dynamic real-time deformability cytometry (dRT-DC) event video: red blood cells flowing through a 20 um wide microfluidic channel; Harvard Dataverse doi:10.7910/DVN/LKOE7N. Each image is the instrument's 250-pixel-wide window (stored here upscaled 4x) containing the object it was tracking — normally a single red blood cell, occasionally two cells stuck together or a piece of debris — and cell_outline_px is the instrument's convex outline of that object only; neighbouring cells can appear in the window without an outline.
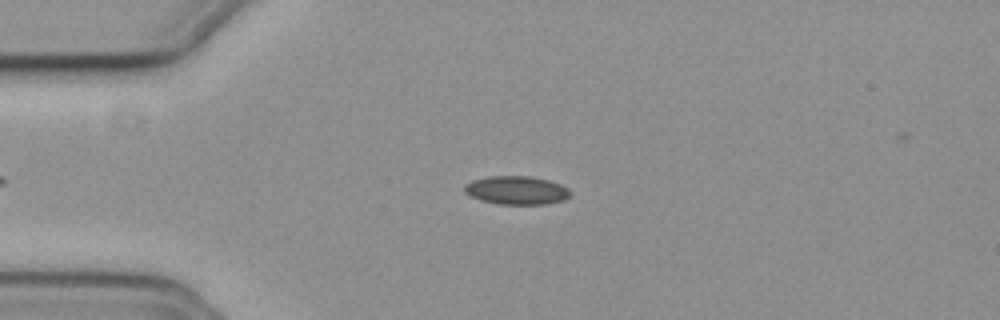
{"species": "common noctule bat (a hibernating species)", "species_latin": "Nyctalus noctula", "temperature_condition": "cold", "stored_images_in_passage": 46, "camera_frame_rate_fps": 3000, "um_per_image_px": 0.085, "animal": {"sex": "female", "body_mass_g": 19.3, "forearm_length_mm": 54.1}, "frame": {"image": 1, "passage_image": 9, "time_ms": 2.667, "image_size_px": [1000, 320], "cell_outline_px": [[572, 192], [564, 200], [544, 204], [500, 204], [480, 200], [464, 192], [464, 184], [472, 180], [488, 176], [532, 176], [548, 180], [560, 184], [568, 188]], "centroid_in_image_um": [43.9, 16.16], "position_along_channel_um": 41.1, "area_um2": 17.57}}
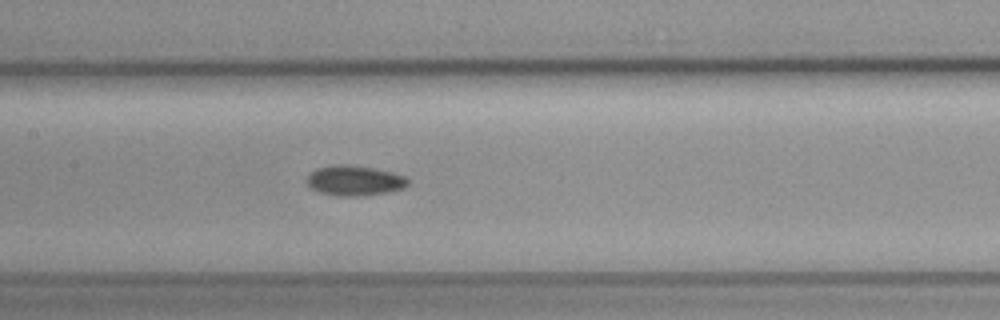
{"frame": {"image": 2, "passage_image": 22, "time_ms": 7.0, "image_size_px": [1000, 320], "cell_outline_px": [[408, 184], [404, 188], [384, 192], [360, 196], [336, 196], [320, 192], [312, 188], [308, 184], [308, 176], [316, 168], [332, 164], [348, 164], [372, 168], [392, 172], [404, 176], [408, 180]], "centroid_in_image_um": [30.12, 15.34], "position_along_channel_um": 177.3, "area_um2": 17.57}}
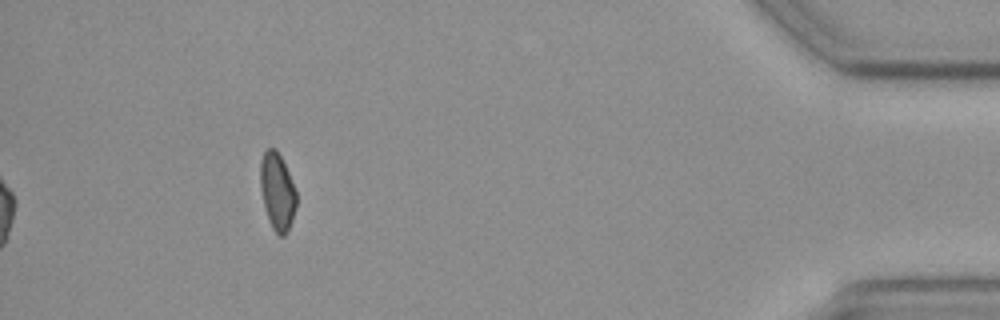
{"frame": {"image": 3, "passage_image": 46, "time_ms": 15.0, "image_size_px": [1000, 320], "cell_outline_px": [[296, 208], [288, 232], [284, 236], [280, 236], [272, 228], [268, 220], [260, 188], [260, 160], [264, 152], [268, 148], [276, 148], [288, 172], [296, 192]], "centroid_in_image_um": [23.56, 16.29], "position_along_channel_um": 411.6, "area_um2": 16.18}, "authors_computed_cell_mechanics": {"area_um2": 17.2533, "velocity_mm_per_s": 3.7477, "shape_relaxation_time_tau1_ms": 6.7363, "shape_relaxation_time_tau2_ms": null, "deformation_change_tau1": 0.0681, "deformation_change_tau2": null}}